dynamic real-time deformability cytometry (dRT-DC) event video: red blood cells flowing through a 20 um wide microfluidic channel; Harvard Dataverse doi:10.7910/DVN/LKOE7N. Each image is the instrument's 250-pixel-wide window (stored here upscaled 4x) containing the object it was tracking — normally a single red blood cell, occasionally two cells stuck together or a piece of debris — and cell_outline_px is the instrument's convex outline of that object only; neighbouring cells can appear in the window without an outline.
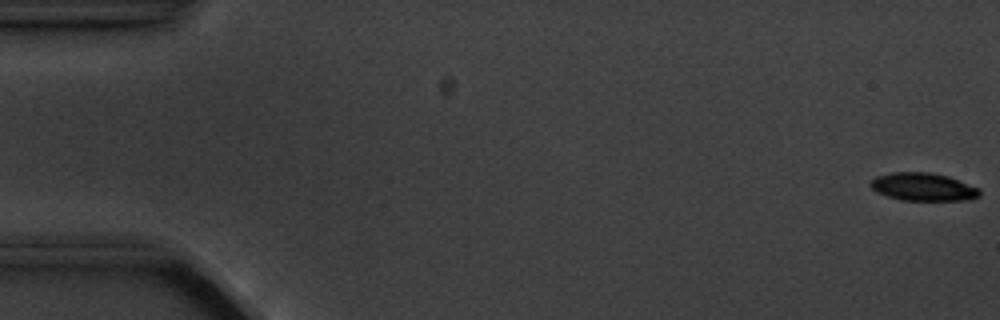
{"species": "common noctule bat (a hibernating species)", "species_latin": "Nyctalus noctula", "temperature_condition": "cold", "stored_images_in_passage": 6, "camera_frame_rate_fps": 3000, "um_per_image_px": 0.085, "animal": {"sex": "male", "body_mass_g": 20.1, "forearm_length_mm": 53.5}, "frame": {"image": 1, "passage_image": 1, "time_ms": 0.0, "image_size_px": [1000, 320], "cell_outline_px": [[980, 196], [968, 200], [900, 200], [876, 192], [868, 184], [876, 176], [892, 172], [928, 172], [948, 176], [980, 188]], "centroid_in_image_um": [78.47, 15.88], "position_along_channel_um": 6.5, "area_um2": 17.8}}
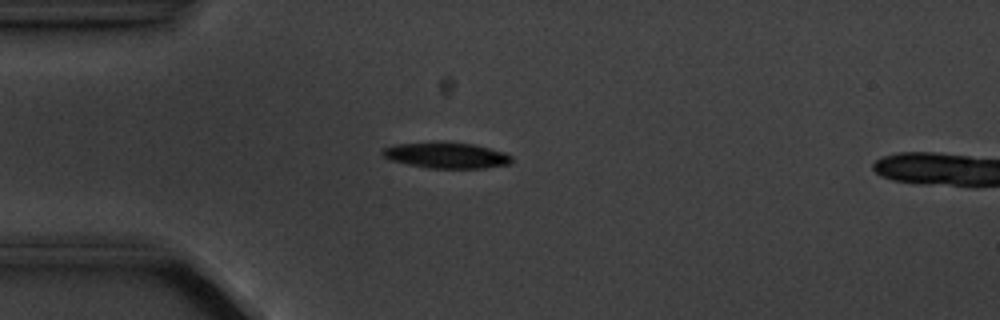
{"frame": {"image": 2, "passage_image": 5, "time_ms": 4.667, "image_size_px": [1000, 320], "cell_outline_px": [[512, 160], [508, 164], [484, 168], [428, 168], [408, 164], [392, 160], [384, 156], [380, 152], [384, 148], [396, 144], [432, 140], [444, 140], [472, 144], [504, 152], [512, 156]], "centroid_in_image_um": [37.91, 13.17], "position_along_channel_um": 47.1, "area_um2": 19.83}}